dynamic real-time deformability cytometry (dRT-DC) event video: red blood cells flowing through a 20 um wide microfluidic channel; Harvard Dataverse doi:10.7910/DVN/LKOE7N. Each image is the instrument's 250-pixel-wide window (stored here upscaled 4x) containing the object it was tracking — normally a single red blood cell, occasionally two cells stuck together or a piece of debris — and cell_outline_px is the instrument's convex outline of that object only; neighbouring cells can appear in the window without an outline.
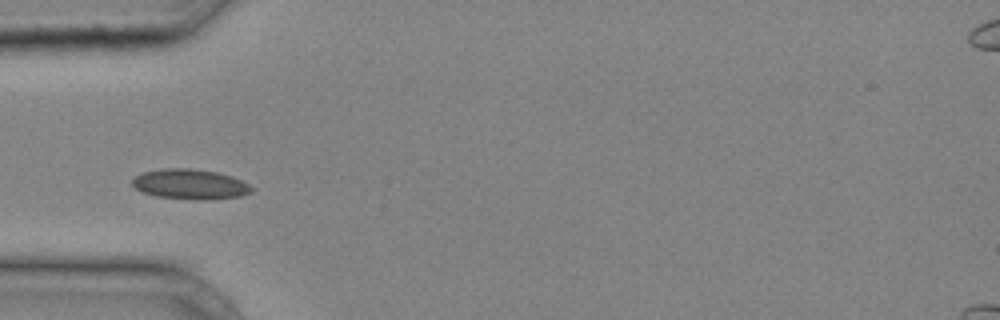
{"species": "common noctule bat (a hibernating species)", "species_latin": "Nyctalus noctula", "temperature_condition": "cold", "stored_images_in_passage": 4, "camera_frame_rate_fps": 3000, "um_per_image_px": 0.085, "animal": {"sex": "male", "body_mass_g": 20.4}, "frame": {"image": 1, "passage_image": 1, "time_ms": 0.0, "image_size_px": [1000, 320], "cell_outline_px": [[252, 192], [240, 196], [204, 200], [200, 200], [156, 196], [144, 192], [136, 188], [132, 184], [132, 180], [136, 176], [144, 172], [160, 168], [188, 168], [216, 172], [232, 176], [248, 184], [252, 188]], "centroid_in_image_um": [16.16, 15.65], "position_along_channel_um": 68.8, "area_um2": 20.69}}